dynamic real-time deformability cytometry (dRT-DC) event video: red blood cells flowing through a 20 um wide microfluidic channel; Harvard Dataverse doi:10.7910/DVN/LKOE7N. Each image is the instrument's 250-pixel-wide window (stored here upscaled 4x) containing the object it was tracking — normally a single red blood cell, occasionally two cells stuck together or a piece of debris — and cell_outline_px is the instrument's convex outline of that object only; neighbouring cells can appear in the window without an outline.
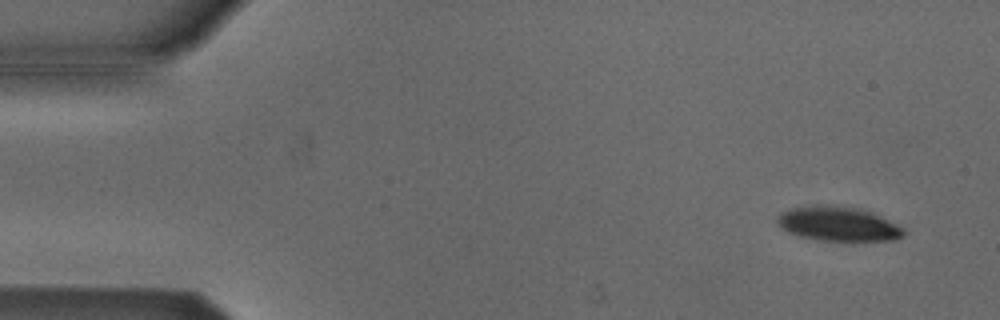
{"species": "Egyptian fruit bat (a non-hibernating species)", "species_latin": "Rousettus aegyptiacus", "temperature_condition": "cold", "stored_images_in_passage": 55, "segment_of_instrument_passage": [1, 2], "camera_frame_rate_fps": 3000, "um_per_image_px": 0.085, "animal": {"sex": "male"}, "frame": {"image": 1, "passage_image": 4, "time_ms": 1.0, "image_size_px": [1000, 320], "cell_outline_px": [[908, 232], [904, 236], [896, 240], [852, 244], [820, 240], [796, 236], [788, 232], [776, 220], [784, 212], [792, 208], [816, 204], [860, 208], [872, 212], [904, 228]], "centroid_in_image_um": [71.36, 19.09], "position_along_channel_um": 13.6, "area_um2": 26.24}}
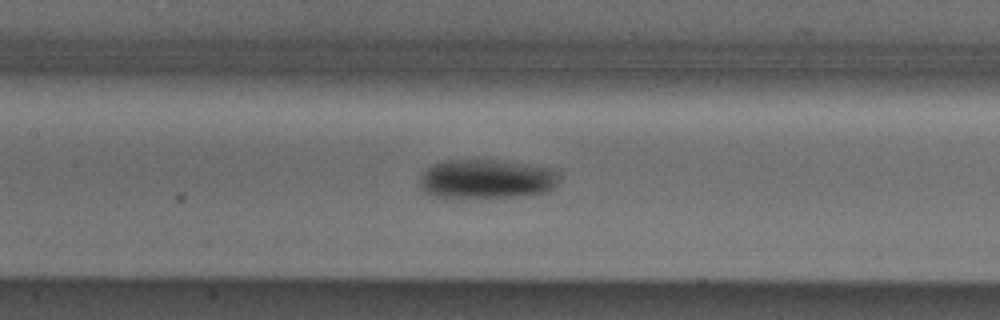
{"frame": {"image": 2, "passage_image": 25, "time_ms": 8.0, "image_size_px": [1000, 320], "cell_outline_px": [[556, 184], [548, 192], [524, 196], [432, 196], [424, 192], [420, 188], [420, 176], [432, 164], [444, 160], [492, 160], [524, 164], [552, 168], [556, 172]], "centroid_in_image_um": [41.32, 15.2], "position_along_channel_um": 166.1, "area_um2": 31.27}}
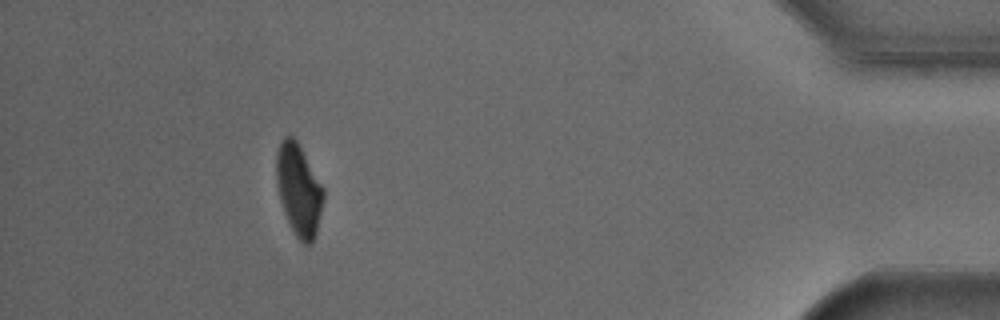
{"frame": {"image": 3, "passage_image": 49, "time_ms": 16.0, "image_size_px": [1000, 320], "cell_outline_px": [[324, 200], [316, 232], [312, 244], [304, 244], [296, 236], [284, 212], [280, 200], [276, 180], [276, 152], [284, 136], [292, 136], [296, 140], [324, 188]], "centroid_in_image_um": [25.39, 16.14], "position_along_channel_um": 409.8, "area_um2": 24.85}}